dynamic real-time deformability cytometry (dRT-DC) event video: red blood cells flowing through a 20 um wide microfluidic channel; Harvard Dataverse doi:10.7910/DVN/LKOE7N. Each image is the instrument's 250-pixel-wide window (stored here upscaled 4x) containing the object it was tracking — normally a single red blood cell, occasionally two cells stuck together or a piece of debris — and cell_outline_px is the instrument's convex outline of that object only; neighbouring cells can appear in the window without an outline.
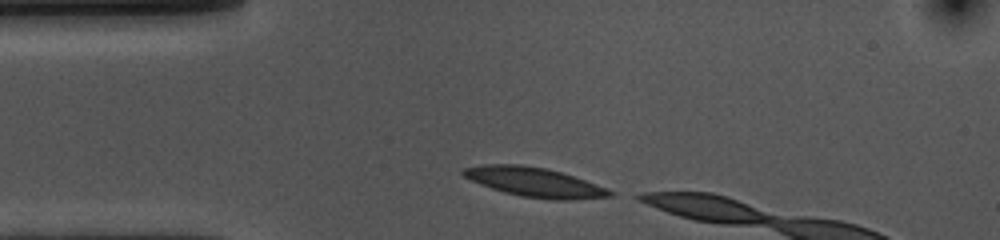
{"species": "common noctule bat (a hibernating species)", "species_latin": "Nyctalus noctula", "temperature_condition": "cold", "stored_images_in_passage": 5, "camera_frame_rate_fps": 3000, "um_per_image_px": 0.085, "animal": {"sex": "female", "body_mass_g": 10.0, "forearm_length_mm": 53.1}, "frame": {"image": 1, "passage_image": 1, "time_ms": 0.0, "image_size_px": [1000, 240], "cell_outline_px": [[616, 196], [572, 200], [552, 200], [520, 196], [504, 192], [480, 184], [464, 176], [460, 172], [464, 168], [484, 164], [520, 164], [548, 168], [608, 188], [616, 192]], "centroid_in_image_um": [45.48, 15.49], "position_along_channel_um": 39.5, "area_um2": 25.2}}